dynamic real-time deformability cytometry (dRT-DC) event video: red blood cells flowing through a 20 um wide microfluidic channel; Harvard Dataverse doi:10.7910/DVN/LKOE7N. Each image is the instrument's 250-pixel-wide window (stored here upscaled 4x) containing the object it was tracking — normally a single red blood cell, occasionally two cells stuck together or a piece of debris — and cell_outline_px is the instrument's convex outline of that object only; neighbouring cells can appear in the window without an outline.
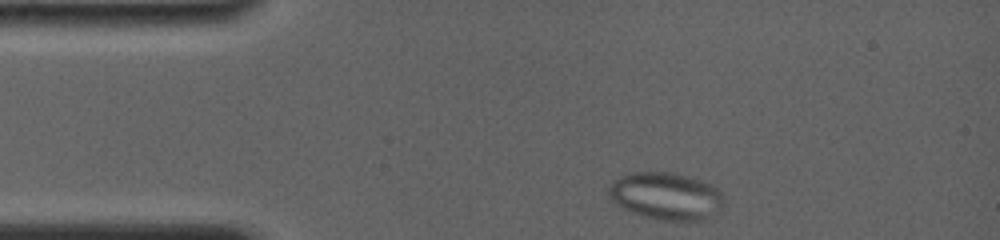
{"species": "common noctule bat (a hibernating species)", "species_latin": "Nyctalus noctula", "temperature_condition": "room temperature", "stored_images_in_passage": 40, "camera_frame_rate_fps": 4000, "um_per_image_px": 0.085, "animal": {"sex": "female", "body_mass_g": 19.0, "forearm_length_mm": 56.7}, "frame": {"image": 1, "passage_image": 1, "time_ms": 0.0, "image_size_px": [1000, 240], "cell_outline_px": [[724, 204], [712, 216], [704, 220], [656, 220], [644, 216], [624, 208], [616, 204], [608, 196], [608, 188], [612, 180], [620, 176], [632, 172], [672, 172], [700, 180], [712, 184], [724, 196]], "centroid_in_image_um": [56.6, 16.66], "position_along_channel_um": 28.4, "area_um2": 31.85}}
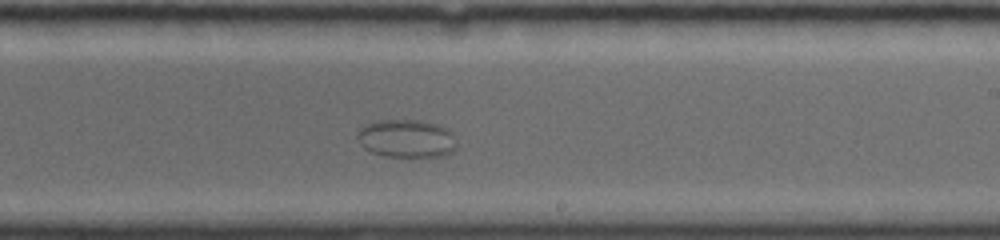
{"frame": {"image": 2, "passage_image": 25, "time_ms": 8.25, "image_size_px": [1000, 240], "cell_outline_px": [[456, 148], [452, 152], [444, 156], [384, 156], [372, 152], [364, 148], [360, 144], [356, 136], [368, 124], [380, 120], [416, 120], [432, 124], [444, 128], [448, 132], [456, 144]], "centroid_in_image_um": [34.52, 11.8], "position_along_channel_um": 254.5, "area_um2": 21.33}}
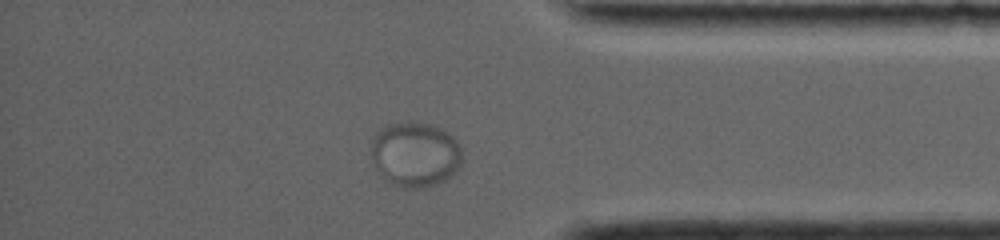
{"frame": {"image": 3, "passage_image": 38, "time_ms": 12.75, "image_size_px": [1000, 240], "cell_outline_px": [[460, 168], [456, 172], [444, 180], [436, 184], [424, 188], [404, 188], [384, 180], [376, 168], [372, 160], [372, 148], [376, 136], [384, 128], [392, 124], [428, 124], [440, 128], [452, 136], [456, 140], [460, 148]], "centroid_in_image_um": [35.31, 13.19], "position_along_channel_um": 399.9, "area_um2": 33.58}}